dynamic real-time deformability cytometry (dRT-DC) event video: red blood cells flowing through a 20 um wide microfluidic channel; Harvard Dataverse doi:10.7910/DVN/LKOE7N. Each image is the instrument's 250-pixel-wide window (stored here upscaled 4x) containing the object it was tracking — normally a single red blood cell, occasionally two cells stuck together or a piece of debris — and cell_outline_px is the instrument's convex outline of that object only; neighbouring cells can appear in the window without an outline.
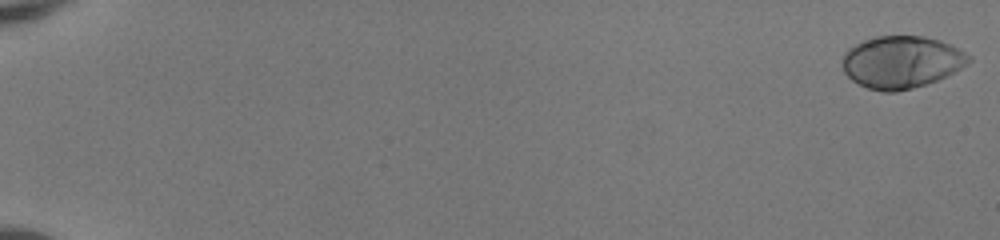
{"species": "human", "species_latin": "Homo sapiens", "temperature_condition": "room temperature", "stored_images_in_passage": 20, "camera_frame_rate_fps": 3000, "um_per_image_px": 0.085, "donor": {"sex": "female"}, "frame": {"image": 1, "passage_image": 1, "time_ms": 0.0, "image_size_px": [1000, 240], "cell_outline_px": [[972, 60], [968, 64], [936, 80], [912, 88], [896, 92], [884, 92], [868, 88], [852, 80], [844, 72], [844, 52], [848, 48], [864, 40], [876, 36], [924, 36], [940, 40], [952, 44], [972, 56]], "centroid_in_image_um": [76.65, 5.26], "position_along_channel_um": 8.4, "area_um2": 38.32}}
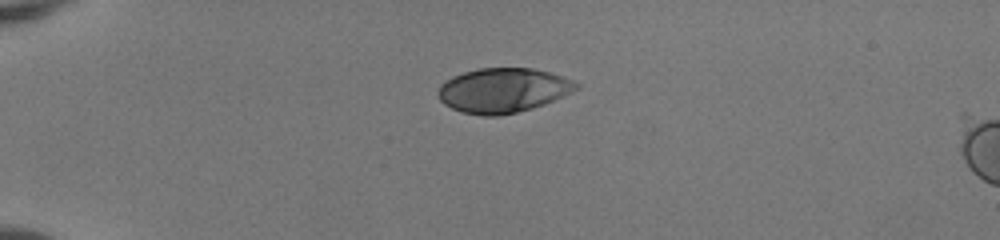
{"frame": {"image": 2, "passage_image": 15, "time_ms": 4.667, "image_size_px": [1000, 240], "cell_outline_px": [[580, 88], [572, 92], [544, 104], [532, 108], [500, 116], [480, 116], [460, 112], [444, 104], [440, 100], [436, 92], [440, 84], [452, 76], [464, 72], [480, 68], [532, 68], [548, 72], [572, 80], [580, 84]], "centroid_in_image_um": [42.72, 7.69], "position_along_channel_um": 42.3, "area_um2": 36.01}}